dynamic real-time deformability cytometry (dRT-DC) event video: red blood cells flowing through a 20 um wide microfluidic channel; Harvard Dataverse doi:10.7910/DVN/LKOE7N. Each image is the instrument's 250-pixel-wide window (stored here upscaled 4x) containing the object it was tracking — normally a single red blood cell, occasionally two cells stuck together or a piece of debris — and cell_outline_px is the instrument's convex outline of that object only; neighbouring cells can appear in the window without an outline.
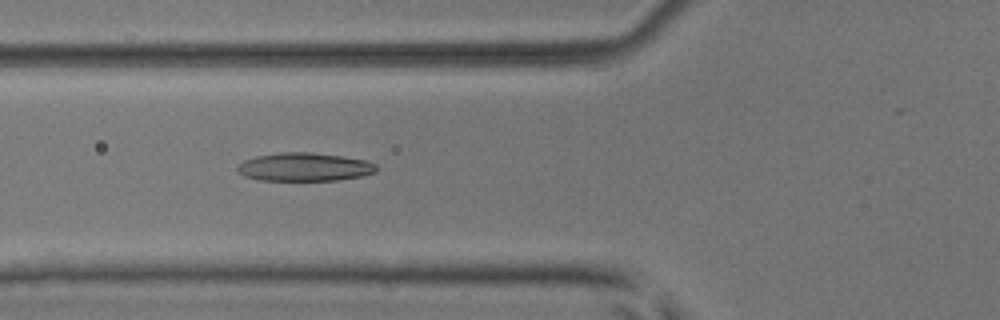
{"species": "common noctule bat (a hibernating species)", "species_latin": "Nyctalus noctula", "temperature_condition": "room temperature", "stored_images_in_passage": 39, "camera_frame_rate_fps": 3000, "um_per_image_px": 0.085, "animal": {"sex": "male", "body_mass_g": 17.9, "forearm_length_mm": 54.2}, "frame": {"image": 1, "passage_image": 12, "time_ms": 3.667, "image_size_px": [1000, 320], "cell_outline_px": [[380, 168], [376, 172], [360, 176], [340, 180], [260, 180], [244, 176], [236, 168], [244, 160], [256, 156], [280, 152], [308, 152], [344, 156], [364, 160], [376, 164]], "centroid_in_image_um": [25.91, 14.19], "position_along_channel_um": 99.9, "area_um2": 22.95}}
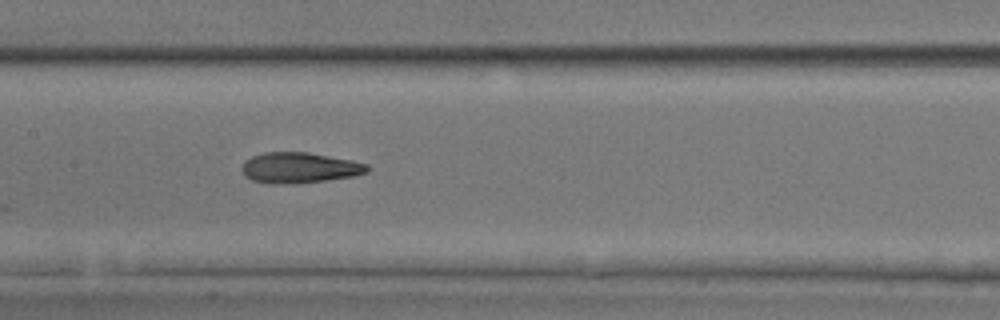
{"frame": {"image": 2, "passage_image": 18, "time_ms": 5.667, "image_size_px": [1000, 320], "cell_outline_px": [[368, 172], [356, 176], [328, 180], [276, 184], [272, 184], [252, 180], [244, 176], [240, 168], [244, 160], [252, 156], [264, 152], [308, 152], [352, 160], [368, 164]], "centroid_in_image_um": [25.43, 14.25], "position_along_channel_um": 182.0, "area_um2": 22.48}}
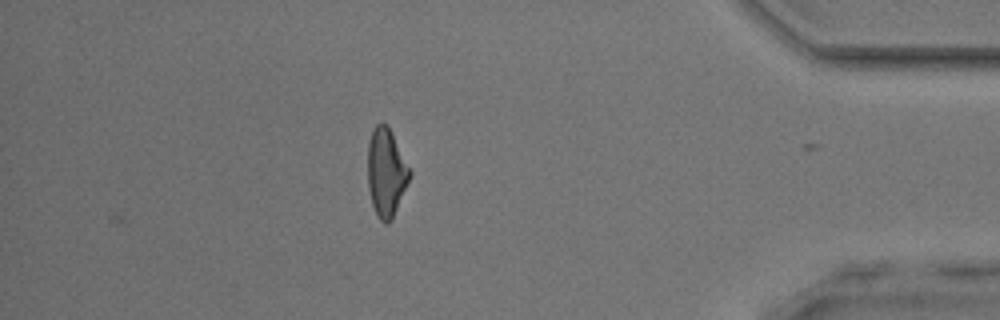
{"frame": {"image": 3, "passage_image": 37, "time_ms": 12.0, "image_size_px": [1000, 320], "cell_outline_px": [[412, 176], [392, 220], [388, 224], [384, 224], [376, 216], [372, 204], [368, 188], [368, 140], [376, 124], [388, 124], [412, 172]], "centroid_in_image_um": [32.84, 14.69], "position_along_channel_um": 402.4, "area_um2": 21.91}, "authors_computed_cell_mechanics": {"area_um2": 22.1374, "velocity_mm_per_s": 4.0975, "shape_relaxation_time_tau1_ms": 8.203, "shape_relaxation_time_tau2_ms": 2.2369, "deformation_change_tau1": 0.1953, "deformation_change_tau2": 0.1022}}